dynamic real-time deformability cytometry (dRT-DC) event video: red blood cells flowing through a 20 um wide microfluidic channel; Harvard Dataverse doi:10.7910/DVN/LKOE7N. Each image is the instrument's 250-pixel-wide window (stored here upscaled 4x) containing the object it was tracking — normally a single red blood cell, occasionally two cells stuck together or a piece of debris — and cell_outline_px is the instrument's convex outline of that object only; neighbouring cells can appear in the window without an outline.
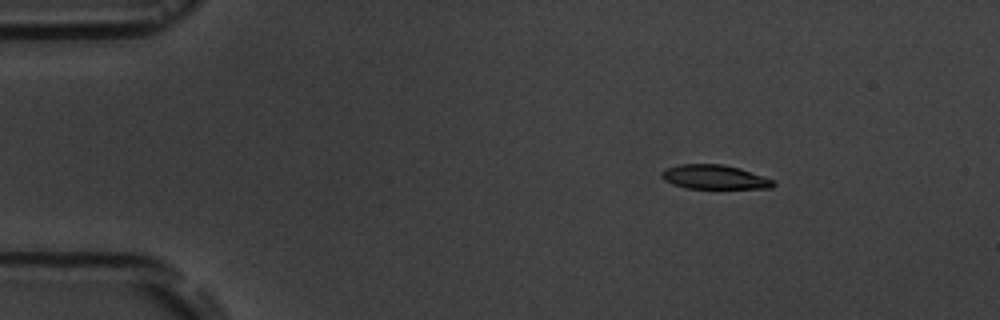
{"species": "common noctule bat (a hibernating species)", "species_latin": "Nyctalus noctula", "temperature_condition": "room temperature", "stored_images_in_passage": 9, "camera_frame_rate_fps": 3000, "um_per_image_px": 0.085, "animal": {"sex": "male", "body_mass_g": 19.5, "forearm_length_mm": 54.6}, "frame": {"image": 1, "passage_image": 1, "time_ms": 0.0, "image_size_px": [1000, 320], "cell_outline_px": [[776, 184], [772, 188], [688, 188], [664, 180], [660, 176], [660, 172], [664, 168], [680, 164], [724, 164], [740, 168], [776, 180]], "centroid_in_image_um": [60.75, 15.04], "position_along_channel_um": 24.2, "area_um2": 15.84}}
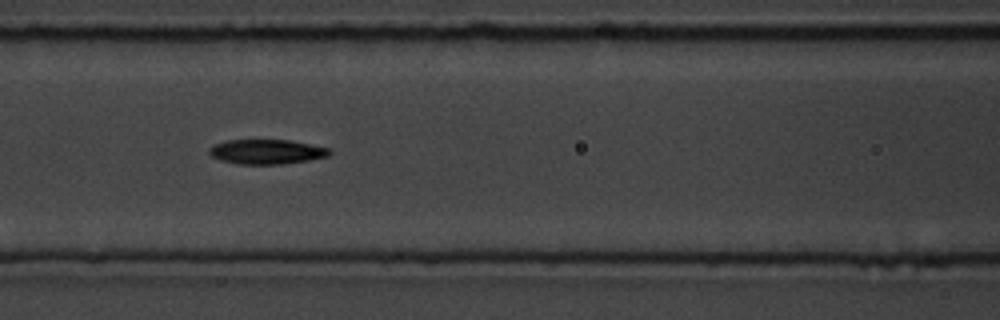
{"frame": {"image": 2, "passage_image": 6, "time_ms": 5.333, "image_size_px": [1000, 320], "cell_outline_px": [[332, 152], [328, 156], [308, 160], [280, 164], [236, 164], [220, 160], [212, 156], [208, 152], [208, 148], [212, 144], [228, 140], [288, 140], [328, 148]], "centroid_in_image_um": [22.6, 12.9], "position_along_channel_um": 144.0, "area_um2": 17.22}}
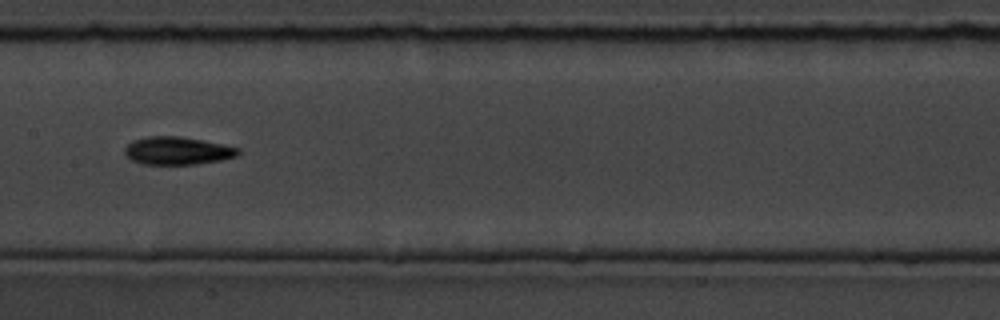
{"frame": {"image": 3, "passage_image": 7, "time_ms": 6.667, "image_size_px": [1000, 320], "cell_outline_px": [[240, 152], [236, 156], [220, 160], [196, 164], [144, 164], [132, 160], [124, 152], [124, 148], [132, 140], [148, 136], [180, 136], [240, 148]], "centroid_in_image_um": [15.05, 12.81], "position_along_channel_um": 192.3, "area_um2": 18.21}}